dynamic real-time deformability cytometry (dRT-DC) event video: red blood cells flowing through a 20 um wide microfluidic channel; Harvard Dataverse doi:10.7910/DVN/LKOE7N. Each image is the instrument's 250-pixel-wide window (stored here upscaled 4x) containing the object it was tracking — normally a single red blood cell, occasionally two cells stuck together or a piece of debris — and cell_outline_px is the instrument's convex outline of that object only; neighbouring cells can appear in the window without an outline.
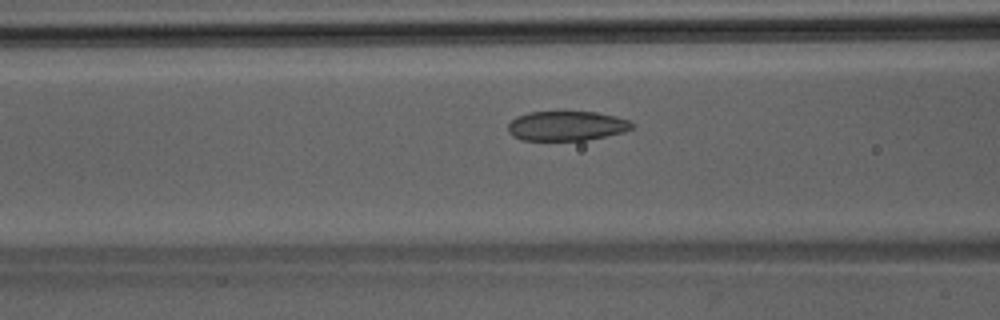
{"species": "Egyptian fruit bat (a non-hibernating species)", "species_latin": "Rousettus aegyptiacus", "temperature_condition": "room temperature", "stored_images_in_passage": 34, "camera_frame_rate_fps": 3000, "um_per_image_px": 0.085, "animal": {"sex": "male"}, "frame": {"image": 1, "passage_image": 10, "time_ms": 3.0, "image_size_px": [1000, 320], "cell_outline_px": [[632, 128], [624, 132], [584, 140], [520, 140], [512, 136], [508, 132], [508, 124], [516, 116], [528, 112], [596, 112], [616, 116], [628, 120], [632, 124]], "centroid_in_image_um": [48.11, 10.7], "position_along_channel_um": 118.5, "area_um2": 21.33}}
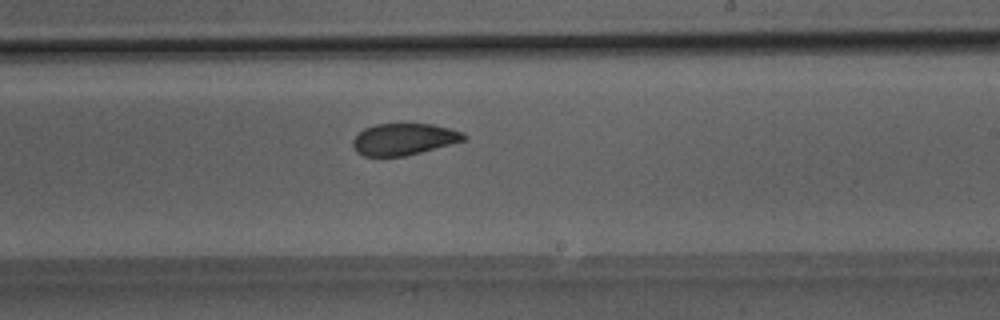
{"frame": {"image": 2, "passage_image": 19, "time_ms": 6.0, "image_size_px": [1000, 320], "cell_outline_px": [[468, 136], [464, 140], [420, 152], [404, 156], [364, 156], [356, 152], [352, 144], [352, 140], [364, 128], [376, 124], [432, 124], [464, 132]], "centroid_in_image_um": [34.31, 11.83], "position_along_channel_um": 254.7, "area_um2": 20.29}}
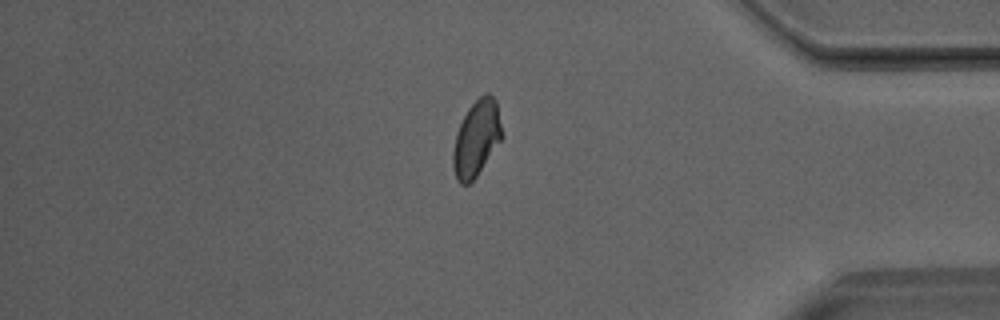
{"frame": {"image": 3, "passage_image": 30, "time_ms": 9.667, "image_size_px": [1000, 320], "cell_outline_px": [[504, 136], [476, 176], [468, 184], [460, 184], [456, 180], [452, 164], [452, 152], [456, 132], [468, 108], [484, 92], [488, 92], [496, 100]], "centroid_in_image_um": [40.5, 11.75], "position_along_channel_um": 394.7, "area_um2": 21.73}}